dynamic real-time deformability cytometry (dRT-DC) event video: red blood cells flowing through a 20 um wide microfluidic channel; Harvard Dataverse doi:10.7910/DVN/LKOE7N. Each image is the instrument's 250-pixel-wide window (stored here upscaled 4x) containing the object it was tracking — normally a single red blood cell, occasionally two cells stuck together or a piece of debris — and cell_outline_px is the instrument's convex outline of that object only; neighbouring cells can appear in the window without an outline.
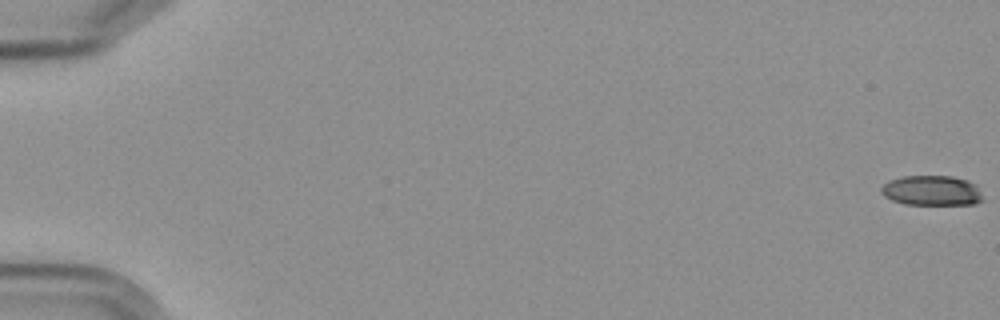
{"species": "Egyptian fruit bat (a non-hibernating species)", "species_latin": "Rousettus aegyptiacus", "temperature_condition": "cold", "stored_images_in_passage": 6, "camera_frame_rate_fps": 3000, "um_per_image_px": 0.085, "frame": {"image": 1, "passage_image": 1, "time_ms": 0.0, "image_size_px": [1000, 320], "cell_outline_px": [[984, 200], [976, 204], [904, 204], [892, 200], [884, 196], [880, 192], [880, 188], [888, 180], [904, 176], [952, 176], [968, 180], [976, 184]], "centroid_in_image_um": [79.2, 16.19], "position_along_channel_um": 5.8, "area_um2": 17.92}}
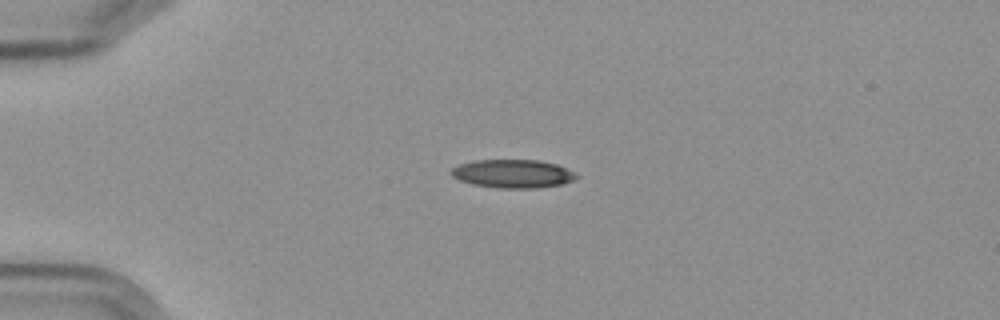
{"frame": {"image": 2, "passage_image": 5, "time_ms": 5.0, "image_size_px": [1000, 320], "cell_outline_px": [[580, 176], [572, 180], [560, 184], [536, 188], [496, 188], [472, 184], [460, 180], [452, 176], [448, 172], [452, 168], [460, 164], [472, 160], [536, 160], [556, 164], [576, 172]], "centroid_in_image_um": [43.56, 14.76], "position_along_channel_um": 41.4, "area_um2": 20.75}}